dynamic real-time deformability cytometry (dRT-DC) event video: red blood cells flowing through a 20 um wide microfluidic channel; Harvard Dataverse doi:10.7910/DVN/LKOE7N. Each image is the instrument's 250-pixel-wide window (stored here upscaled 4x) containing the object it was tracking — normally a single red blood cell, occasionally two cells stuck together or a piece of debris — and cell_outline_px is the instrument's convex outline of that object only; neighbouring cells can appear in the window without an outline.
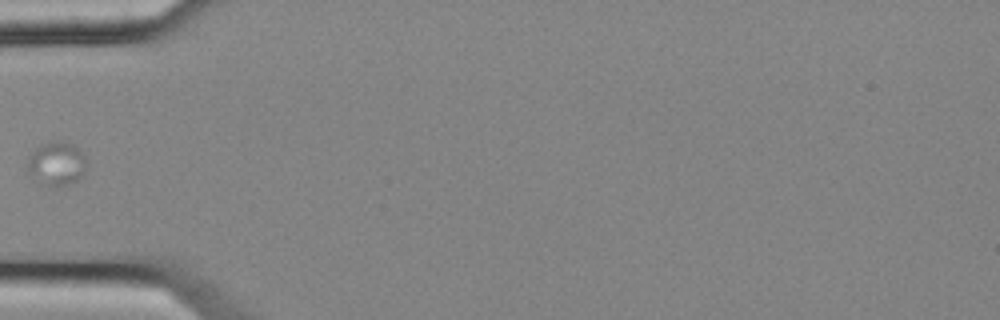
{"species": "common noctule bat (a hibernating species)", "species_latin": "Nyctalus noctula", "temperature_condition": "cold", "stored_images_in_passage": 7, "camera_frame_rate_fps": 3000, "um_per_image_px": 0.085, "animal": {"sex": "female", "body_mass_g": 25.1}, "frame": {"image": 1, "passage_image": 6, "time_ms": 1.667, "image_size_px": [1000, 320], "cell_outline_px": [[88, 164], [84, 176], [68, 184], [56, 188], [44, 184], [28, 172], [24, 168], [28, 156], [40, 144], [52, 140], [64, 140], [72, 144], [84, 156]], "centroid_in_image_um": [4.8, 13.9], "position_along_channel_um": 80.2, "area_um2": 15.49}}